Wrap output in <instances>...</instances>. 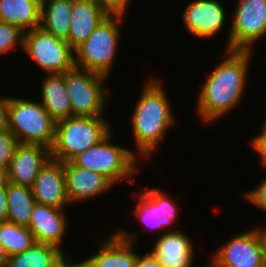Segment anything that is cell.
Returning a JSON list of instances; mask_svg holds the SVG:
<instances>
[{
	"mask_svg": "<svg viewBox=\"0 0 266 267\" xmlns=\"http://www.w3.org/2000/svg\"><path fill=\"white\" fill-rule=\"evenodd\" d=\"M224 60L206 75L199 86L196 112L206 123L215 122L241 105L246 92L249 65L254 51L228 50L223 52ZM208 76V77H207Z\"/></svg>",
	"mask_w": 266,
	"mask_h": 267,
	"instance_id": "1",
	"label": "cell"
},
{
	"mask_svg": "<svg viewBox=\"0 0 266 267\" xmlns=\"http://www.w3.org/2000/svg\"><path fill=\"white\" fill-rule=\"evenodd\" d=\"M141 88V95L135 104L130 124L136 145V155L149 159L158 149L170 128L175 126L176 118L166 90L160 79H148Z\"/></svg>",
	"mask_w": 266,
	"mask_h": 267,
	"instance_id": "2",
	"label": "cell"
},
{
	"mask_svg": "<svg viewBox=\"0 0 266 267\" xmlns=\"http://www.w3.org/2000/svg\"><path fill=\"white\" fill-rule=\"evenodd\" d=\"M110 124L104 116H73L56 121L51 158L71 162L113 131Z\"/></svg>",
	"mask_w": 266,
	"mask_h": 267,
	"instance_id": "3",
	"label": "cell"
},
{
	"mask_svg": "<svg viewBox=\"0 0 266 267\" xmlns=\"http://www.w3.org/2000/svg\"><path fill=\"white\" fill-rule=\"evenodd\" d=\"M125 17L109 15L80 46L74 50L75 67L102 74L109 79L115 64Z\"/></svg>",
	"mask_w": 266,
	"mask_h": 267,
	"instance_id": "4",
	"label": "cell"
},
{
	"mask_svg": "<svg viewBox=\"0 0 266 267\" xmlns=\"http://www.w3.org/2000/svg\"><path fill=\"white\" fill-rule=\"evenodd\" d=\"M112 133L111 131L98 144L78 155L72 162L76 166L104 175L115 186L122 180L133 184L135 178L132 177L139 174L140 168L136 164L140 158L130 148L111 144Z\"/></svg>",
	"mask_w": 266,
	"mask_h": 267,
	"instance_id": "5",
	"label": "cell"
},
{
	"mask_svg": "<svg viewBox=\"0 0 266 267\" xmlns=\"http://www.w3.org/2000/svg\"><path fill=\"white\" fill-rule=\"evenodd\" d=\"M9 130L21 144H39L51 149L55 140L56 121L40 100L11 96Z\"/></svg>",
	"mask_w": 266,
	"mask_h": 267,
	"instance_id": "6",
	"label": "cell"
},
{
	"mask_svg": "<svg viewBox=\"0 0 266 267\" xmlns=\"http://www.w3.org/2000/svg\"><path fill=\"white\" fill-rule=\"evenodd\" d=\"M105 81H108L106 76L78 67L65 72L73 116H105L108 99H111Z\"/></svg>",
	"mask_w": 266,
	"mask_h": 267,
	"instance_id": "7",
	"label": "cell"
},
{
	"mask_svg": "<svg viewBox=\"0 0 266 267\" xmlns=\"http://www.w3.org/2000/svg\"><path fill=\"white\" fill-rule=\"evenodd\" d=\"M23 51L47 74L65 73L75 67L71 46L40 26L24 32Z\"/></svg>",
	"mask_w": 266,
	"mask_h": 267,
	"instance_id": "8",
	"label": "cell"
},
{
	"mask_svg": "<svg viewBox=\"0 0 266 267\" xmlns=\"http://www.w3.org/2000/svg\"><path fill=\"white\" fill-rule=\"evenodd\" d=\"M232 13L225 49L253 51L266 36V0H238Z\"/></svg>",
	"mask_w": 266,
	"mask_h": 267,
	"instance_id": "9",
	"label": "cell"
},
{
	"mask_svg": "<svg viewBox=\"0 0 266 267\" xmlns=\"http://www.w3.org/2000/svg\"><path fill=\"white\" fill-rule=\"evenodd\" d=\"M215 252L210 254L211 262L205 267H265L263 252V227L248 229L234 234Z\"/></svg>",
	"mask_w": 266,
	"mask_h": 267,
	"instance_id": "10",
	"label": "cell"
},
{
	"mask_svg": "<svg viewBox=\"0 0 266 267\" xmlns=\"http://www.w3.org/2000/svg\"><path fill=\"white\" fill-rule=\"evenodd\" d=\"M135 206L134 215L139 219L140 223L146 228H150L153 232L156 230L164 233L177 231L171 227L176 224L179 208L175 203V199L168 196L165 191L160 188H139ZM174 201H173V200ZM145 224V225H144ZM167 229L166 231H164ZM155 230V231H154Z\"/></svg>",
	"mask_w": 266,
	"mask_h": 267,
	"instance_id": "11",
	"label": "cell"
},
{
	"mask_svg": "<svg viewBox=\"0 0 266 267\" xmlns=\"http://www.w3.org/2000/svg\"><path fill=\"white\" fill-rule=\"evenodd\" d=\"M221 4L218 0L190 1L181 19L188 33L198 39L209 40L223 31L228 13Z\"/></svg>",
	"mask_w": 266,
	"mask_h": 267,
	"instance_id": "12",
	"label": "cell"
},
{
	"mask_svg": "<svg viewBox=\"0 0 266 267\" xmlns=\"http://www.w3.org/2000/svg\"><path fill=\"white\" fill-rule=\"evenodd\" d=\"M135 232L115 228L114 233L100 242L99 250L89 259L95 267H135L139 253H135ZM136 239V240H135Z\"/></svg>",
	"mask_w": 266,
	"mask_h": 267,
	"instance_id": "13",
	"label": "cell"
},
{
	"mask_svg": "<svg viewBox=\"0 0 266 267\" xmlns=\"http://www.w3.org/2000/svg\"><path fill=\"white\" fill-rule=\"evenodd\" d=\"M63 169L70 204L99 198L115 186L104 175L76 166L72 161L63 163Z\"/></svg>",
	"mask_w": 266,
	"mask_h": 267,
	"instance_id": "14",
	"label": "cell"
},
{
	"mask_svg": "<svg viewBox=\"0 0 266 267\" xmlns=\"http://www.w3.org/2000/svg\"><path fill=\"white\" fill-rule=\"evenodd\" d=\"M31 190L36 203L59 209H65L70 205L66 193L63 162L50 158L40 169Z\"/></svg>",
	"mask_w": 266,
	"mask_h": 267,
	"instance_id": "15",
	"label": "cell"
},
{
	"mask_svg": "<svg viewBox=\"0 0 266 267\" xmlns=\"http://www.w3.org/2000/svg\"><path fill=\"white\" fill-rule=\"evenodd\" d=\"M65 209L36 203L33 207L28 229L33 233L36 243H48L62 249L68 219Z\"/></svg>",
	"mask_w": 266,
	"mask_h": 267,
	"instance_id": "16",
	"label": "cell"
},
{
	"mask_svg": "<svg viewBox=\"0 0 266 267\" xmlns=\"http://www.w3.org/2000/svg\"><path fill=\"white\" fill-rule=\"evenodd\" d=\"M183 231L166 232L154 242L150 252L162 267H194L193 259L197 260L195 247Z\"/></svg>",
	"mask_w": 266,
	"mask_h": 267,
	"instance_id": "17",
	"label": "cell"
},
{
	"mask_svg": "<svg viewBox=\"0 0 266 267\" xmlns=\"http://www.w3.org/2000/svg\"><path fill=\"white\" fill-rule=\"evenodd\" d=\"M50 158L51 151L46 146L19 143L9 166L11 182L31 188L40 169Z\"/></svg>",
	"mask_w": 266,
	"mask_h": 267,
	"instance_id": "18",
	"label": "cell"
},
{
	"mask_svg": "<svg viewBox=\"0 0 266 267\" xmlns=\"http://www.w3.org/2000/svg\"><path fill=\"white\" fill-rule=\"evenodd\" d=\"M109 14L96 0H74L71 11L68 44L73 50L87 40Z\"/></svg>",
	"mask_w": 266,
	"mask_h": 267,
	"instance_id": "19",
	"label": "cell"
},
{
	"mask_svg": "<svg viewBox=\"0 0 266 267\" xmlns=\"http://www.w3.org/2000/svg\"><path fill=\"white\" fill-rule=\"evenodd\" d=\"M41 82V104L55 120L73 117L70 98L65 87V73L46 74Z\"/></svg>",
	"mask_w": 266,
	"mask_h": 267,
	"instance_id": "20",
	"label": "cell"
},
{
	"mask_svg": "<svg viewBox=\"0 0 266 267\" xmlns=\"http://www.w3.org/2000/svg\"><path fill=\"white\" fill-rule=\"evenodd\" d=\"M41 0H0V21L27 32L40 26Z\"/></svg>",
	"mask_w": 266,
	"mask_h": 267,
	"instance_id": "21",
	"label": "cell"
},
{
	"mask_svg": "<svg viewBox=\"0 0 266 267\" xmlns=\"http://www.w3.org/2000/svg\"><path fill=\"white\" fill-rule=\"evenodd\" d=\"M74 0H41L40 27L68 43Z\"/></svg>",
	"mask_w": 266,
	"mask_h": 267,
	"instance_id": "22",
	"label": "cell"
},
{
	"mask_svg": "<svg viewBox=\"0 0 266 267\" xmlns=\"http://www.w3.org/2000/svg\"><path fill=\"white\" fill-rule=\"evenodd\" d=\"M35 204L30 187L11 183L7 188V221L28 227Z\"/></svg>",
	"mask_w": 266,
	"mask_h": 267,
	"instance_id": "23",
	"label": "cell"
},
{
	"mask_svg": "<svg viewBox=\"0 0 266 267\" xmlns=\"http://www.w3.org/2000/svg\"><path fill=\"white\" fill-rule=\"evenodd\" d=\"M63 249L48 243H35L22 253L9 257L7 267H48Z\"/></svg>",
	"mask_w": 266,
	"mask_h": 267,
	"instance_id": "24",
	"label": "cell"
},
{
	"mask_svg": "<svg viewBox=\"0 0 266 267\" xmlns=\"http://www.w3.org/2000/svg\"><path fill=\"white\" fill-rule=\"evenodd\" d=\"M36 243L28 227L4 221L0 222V244L9 256L22 253Z\"/></svg>",
	"mask_w": 266,
	"mask_h": 267,
	"instance_id": "25",
	"label": "cell"
},
{
	"mask_svg": "<svg viewBox=\"0 0 266 267\" xmlns=\"http://www.w3.org/2000/svg\"><path fill=\"white\" fill-rule=\"evenodd\" d=\"M24 31L18 26L0 21V55L12 53L18 46L23 50Z\"/></svg>",
	"mask_w": 266,
	"mask_h": 267,
	"instance_id": "26",
	"label": "cell"
},
{
	"mask_svg": "<svg viewBox=\"0 0 266 267\" xmlns=\"http://www.w3.org/2000/svg\"><path fill=\"white\" fill-rule=\"evenodd\" d=\"M18 144L17 138L9 129L0 131V168L10 166Z\"/></svg>",
	"mask_w": 266,
	"mask_h": 267,
	"instance_id": "27",
	"label": "cell"
},
{
	"mask_svg": "<svg viewBox=\"0 0 266 267\" xmlns=\"http://www.w3.org/2000/svg\"><path fill=\"white\" fill-rule=\"evenodd\" d=\"M246 201L266 213V177L259 181L254 189L243 193Z\"/></svg>",
	"mask_w": 266,
	"mask_h": 267,
	"instance_id": "28",
	"label": "cell"
},
{
	"mask_svg": "<svg viewBox=\"0 0 266 267\" xmlns=\"http://www.w3.org/2000/svg\"><path fill=\"white\" fill-rule=\"evenodd\" d=\"M109 15L126 17L132 0H96Z\"/></svg>",
	"mask_w": 266,
	"mask_h": 267,
	"instance_id": "29",
	"label": "cell"
},
{
	"mask_svg": "<svg viewBox=\"0 0 266 267\" xmlns=\"http://www.w3.org/2000/svg\"><path fill=\"white\" fill-rule=\"evenodd\" d=\"M10 100L9 96H0V131L9 129Z\"/></svg>",
	"mask_w": 266,
	"mask_h": 267,
	"instance_id": "30",
	"label": "cell"
},
{
	"mask_svg": "<svg viewBox=\"0 0 266 267\" xmlns=\"http://www.w3.org/2000/svg\"><path fill=\"white\" fill-rule=\"evenodd\" d=\"M264 123L261 124V129L259 128L260 133H258L255 137L251 138L250 140V147L252 150L258 154L265 146H266V119L263 120ZM263 125V127H262Z\"/></svg>",
	"mask_w": 266,
	"mask_h": 267,
	"instance_id": "31",
	"label": "cell"
},
{
	"mask_svg": "<svg viewBox=\"0 0 266 267\" xmlns=\"http://www.w3.org/2000/svg\"><path fill=\"white\" fill-rule=\"evenodd\" d=\"M135 267H162L156 257L149 251L138 255Z\"/></svg>",
	"mask_w": 266,
	"mask_h": 267,
	"instance_id": "32",
	"label": "cell"
},
{
	"mask_svg": "<svg viewBox=\"0 0 266 267\" xmlns=\"http://www.w3.org/2000/svg\"><path fill=\"white\" fill-rule=\"evenodd\" d=\"M8 206H7V188L0 187V222L7 221Z\"/></svg>",
	"mask_w": 266,
	"mask_h": 267,
	"instance_id": "33",
	"label": "cell"
},
{
	"mask_svg": "<svg viewBox=\"0 0 266 267\" xmlns=\"http://www.w3.org/2000/svg\"><path fill=\"white\" fill-rule=\"evenodd\" d=\"M10 167L0 168V187L8 188L11 184Z\"/></svg>",
	"mask_w": 266,
	"mask_h": 267,
	"instance_id": "34",
	"label": "cell"
},
{
	"mask_svg": "<svg viewBox=\"0 0 266 267\" xmlns=\"http://www.w3.org/2000/svg\"><path fill=\"white\" fill-rule=\"evenodd\" d=\"M48 267H69V254L62 252Z\"/></svg>",
	"mask_w": 266,
	"mask_h": 267,
	"instance_id": "35",
	"label": "cell"
},
{
	"mask_svg": "<svg viewBox=\"0 0 266 267\" xmlns=\"http://www.w3.org/2000/svg\"><path fill=\"white\" fill-rule=\"evenodd\" d=\"M73 257L69 255V267H95L92 261L87 257L83 261L75 262Z\"/></svg>",
	"mask_w": 266,
	"mask_h": 267,
	"instance_id": "36",
	"label": "cell"
},
{
	"mask_svg": "<svg viewBox=\"0 0 266 267\" xmlns=\"http://www.w3.org/2000/svg\"><path fill=\"white\" fill-rule=\"evenodd\" d=\"M9 257L5 248L0 244V267H7Z\"/></svg>",
	"mask_w": 266,
	"mask_h": 267,
	"instance_id": "37",
	"label": "cell"
},
{
	"mask_svg": "<svg viewBox=\"0 0 266 267\" xmlns=\"http://www.w3.org/2000/svg\"><path fill=\"white\" fill-rule=\"evenodd\" d=\"M259 155V164L263 165L266 168V146L258 153Z\"/></svg>",
	"mask_w": 266,
	"mask_h": 267,
	"instance_id": "38",
	"label": "cell"
},
{
	"mask_svg": "<svg viewBox=\"0 0 266 267\" xmlns=\"http://www.w3.org/2000/svg\"><path fill=\"white\" fill-rule=\"evenodd\" d=\"M263 252H264V265L266 267V227H263Z\"/></svg>",
	"mask_w": 266,
	"mask_h": 267,
	"instance_id": "39",
	"label": "cell"
}]
</instances>
